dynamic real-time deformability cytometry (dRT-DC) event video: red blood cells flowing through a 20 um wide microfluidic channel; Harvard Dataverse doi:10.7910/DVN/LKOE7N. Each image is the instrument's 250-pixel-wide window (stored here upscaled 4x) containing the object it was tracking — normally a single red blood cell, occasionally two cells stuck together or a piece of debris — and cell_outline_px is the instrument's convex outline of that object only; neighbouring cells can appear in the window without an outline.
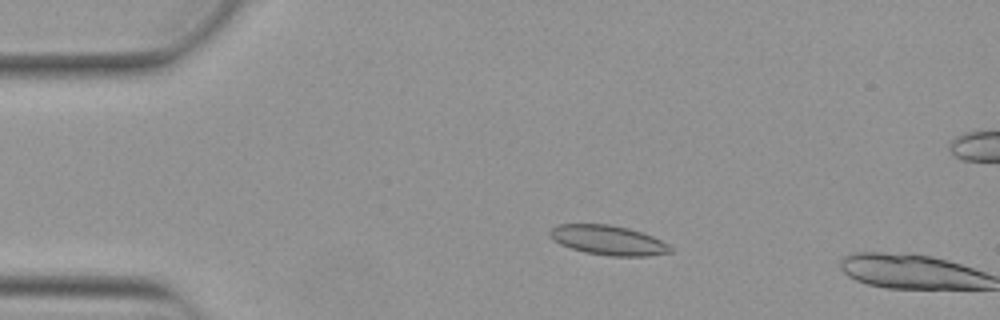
{"species": "Egyptian fruit bat (a non-hibernating species)", "species_latin": "Rousettus aegyptiacus", "temperature_condition": "warm", "stored_images_in_passage": 2, "camera_frame_rate_fps": 3000, "um_per_image_px": 0.085, "animal": {"sex": "female"}, "frame": {"image": 1, "passage_image": 1, "time_ms": 0.0, "image_size_px": [1000, 320], "cell_outline_px": [[672, 252], [648, 256], [612, 256], [584, 252], [560, 244], [552, 240], [548, 236], [548, 232], [556, 224], [608, 224], [628, 228], [652, 236], [668, 244], [672, 248]], "centroid_in_image_um": [51.66, 20.41], "position_along_channel_um": 33.3, "area_um2": 20.81}}